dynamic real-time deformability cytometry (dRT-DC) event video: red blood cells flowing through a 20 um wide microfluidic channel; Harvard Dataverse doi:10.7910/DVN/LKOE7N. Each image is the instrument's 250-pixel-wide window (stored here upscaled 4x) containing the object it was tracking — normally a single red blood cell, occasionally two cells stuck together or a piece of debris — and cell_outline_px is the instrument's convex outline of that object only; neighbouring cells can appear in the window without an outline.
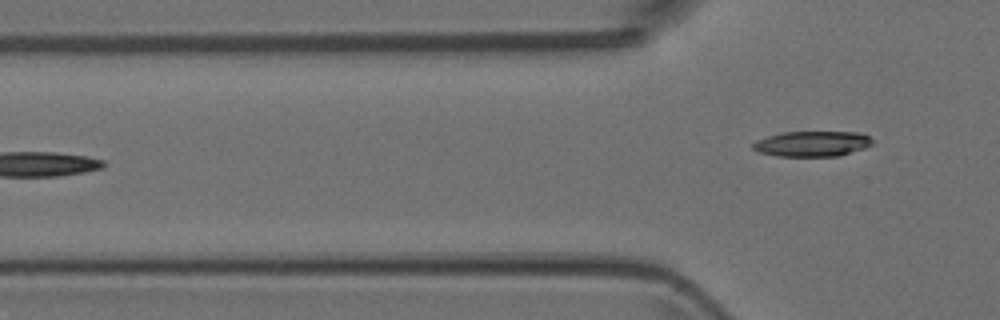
{"species": "Egyptian fruit bat (a non-hibernating species)", "species_latin": "Rousettus aegyptiacus", "temperature_condition": "room temperature", "stored_images_in_passage": 5, "camera_frame_rate_fps": 3000, "um_per_image_px": 0.085, "animal": {"sex": "female"}, "frame": {"image": 1, "passage_image": 5, "time_ms": 1.333, "image_size_px": [1000, 320], "cell_outline_px": [[872, 144], [864, 148], [840, 156], [776, 156], [760, 152], [752, 148], [752, 144], [756, 140], [780, 132], [856, 132], [868, 136], [872, 140]], "centroid_in_image_um": [69.01, 12.22], "position_along_channel_um": 56.8, "area_um2": 17.63}}